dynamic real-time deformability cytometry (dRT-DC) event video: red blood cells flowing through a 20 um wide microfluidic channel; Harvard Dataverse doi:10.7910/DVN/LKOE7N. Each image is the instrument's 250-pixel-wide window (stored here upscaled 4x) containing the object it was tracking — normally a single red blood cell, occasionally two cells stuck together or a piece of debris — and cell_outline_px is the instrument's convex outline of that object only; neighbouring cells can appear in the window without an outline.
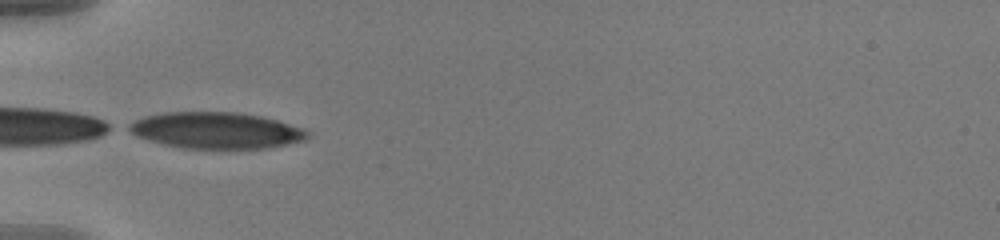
{"species": "human", "species_latin": "Homo sapiens", "temperature_condition": "warm", "stored_images_in_passage": 37, "camera_frame_rate_fps": 3000, "um_per_image_px": 0.085, "donor": {"sex": "male"}, "frame": {"image": 1, "passage_image": 1, "time_ms": 0.0, "image_size_px": [1000, 240], "cell_outline_px": [[312, 136], [304, 140], [268, 148], [184, 148], [164, 144], [148, 140], [136, 136], [124, 128], [128, 124], [144, 116], [164, 112], [236, 112], [260, 116], [276, 120], [312, 132]], "centroid_in_image_um": [18.34, 11.08], "position_along_channel_um": 66.7, "area_um2": 37.74}}
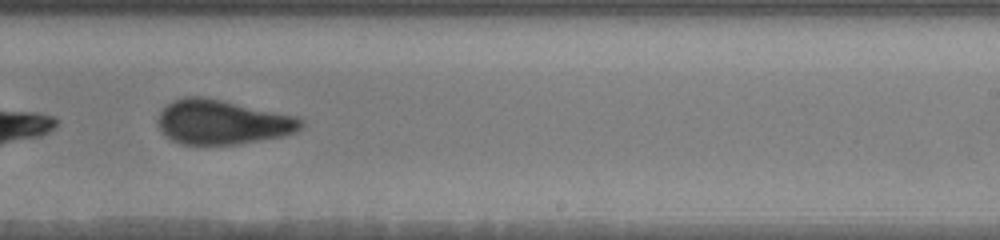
{"frame": {"image": 2, "passage_image": 18, "time_ms": 5.667, "image_size_px": [1000, 240], "cell_outline_px": [[304, 124], [296, 132], [284, 136], [236, 144], [180, 144], [172, 140], [156, 124], [156, 120], [160, 112], [172, 100], [184, 96], [200, 96], [220, 100], [296, 116], [304, 120]], "centroid_in_image_um": [18.89, 10.38], "position_along_channel_um": 270.1, "area_um2": 36.88}}
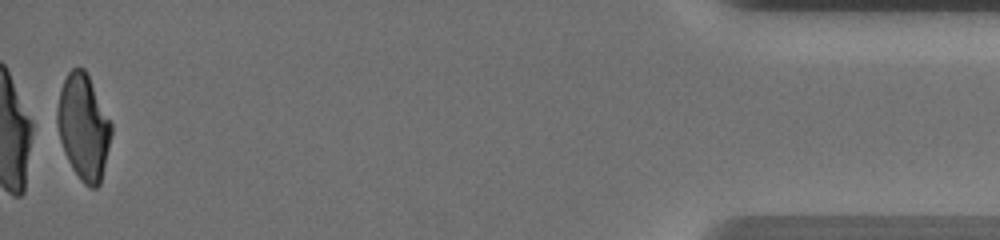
{"frame": {"image": 3, "passage_image": 37, "time_ms": 12.0, "image_size_px": [1000, 240], "cell_outline_px": [[112, 132], [100, 184], [96, 188], [88, 188], [80, 180], [72, 168], [64, 152], [60, 140], [56, 124], [56, 108], [60, 88], [68, 72], [72, 68], [84, 68], [112, 124]], "centroid_in_image_um": [7.07, 10.81], "position_along_channel_um": 428.1, "area_um2": 33.12}, "authors_computed_cell_mechanics": {"area_um2": 36.9342, "velocity_mm_per_s": 3.6555, "shape_relaxation_time_tau1_ms": 6.5714, "shape_relaxation_time_tau2_ms": 1.5025, "deformation_change_tau1": 0.2068, "deformation_change_tau2": 0.0754}}